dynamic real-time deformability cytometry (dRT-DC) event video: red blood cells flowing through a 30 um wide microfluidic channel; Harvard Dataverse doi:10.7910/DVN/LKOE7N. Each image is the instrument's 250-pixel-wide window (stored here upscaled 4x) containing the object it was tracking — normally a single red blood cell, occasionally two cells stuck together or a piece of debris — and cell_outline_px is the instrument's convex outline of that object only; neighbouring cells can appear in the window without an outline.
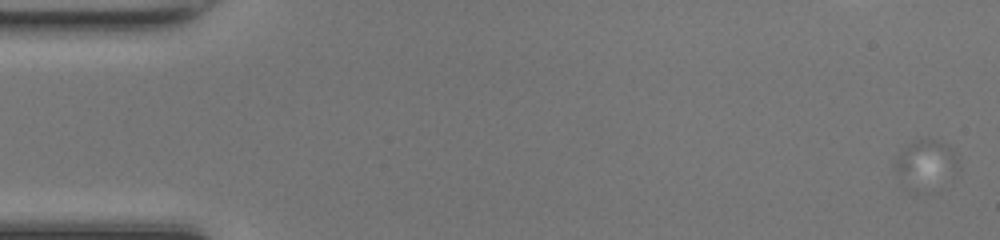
{"species": "common noctule bat (a hibernating species)", "species_latin": "Nyctalus noctula", "temperature_condition": "room temperature", "stored_images_in_passage": 4, "camera_frame_rate_fps": 3000, "um_per_image_px": 0.085, "animal": {"sex": "female", "body_mass_g": 17.0, "forearm_length_mm": 48.0}, "frame": {"image": 1, "passage_image": 3, "time_ms": 0.667, "image_size_px": [1000, 240], "cell_outline_px": [[960, 168], [892, 168], [896, 156], [916, 136], [924, 136], [944, 144], [952, 148]], "centroid_in_image_um": [78.71, 13.19], "position_along_channel_um": 6.3, "area_um2": 11.1}}